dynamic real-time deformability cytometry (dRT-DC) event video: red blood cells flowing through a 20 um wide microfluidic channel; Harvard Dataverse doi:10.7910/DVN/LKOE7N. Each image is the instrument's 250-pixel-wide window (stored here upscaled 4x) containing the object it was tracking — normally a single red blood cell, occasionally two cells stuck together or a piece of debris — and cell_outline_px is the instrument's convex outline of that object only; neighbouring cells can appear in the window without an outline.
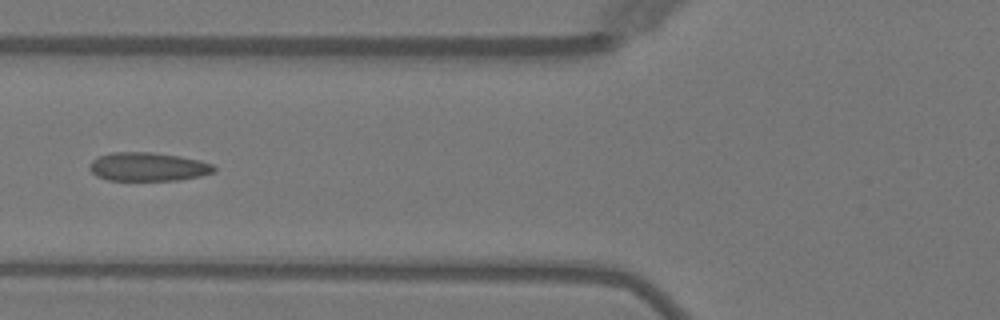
{"species": "Egyptian fruit bat (a non-hibernating species)", "species_latin": "Rousettus aegyptiacus", "temperature_condition": "warm", "stored_images_in_passage": 5, "camera_frame_rate_fps": 3000, "um_per_image_px": 0.085, "animal": {"sex": "female"}, "frame": {"image": 1, "passage_image": 5, "time_ms": 5.667, "image_size_px": [1000, 320], "cell_outline_px": [[216, 168], [212, 172], [200, 176], [180, 180], [108, 180], [96, 176], [88, 168], [88, 164], [96, 156], [112, 152], [152, 152], [180, 156], [200, 160], [212, 164]], "centroid_in_image_um": [12.53, 14.17], "position_along_channel_um": 113.3, "area_um2": 20.92}}